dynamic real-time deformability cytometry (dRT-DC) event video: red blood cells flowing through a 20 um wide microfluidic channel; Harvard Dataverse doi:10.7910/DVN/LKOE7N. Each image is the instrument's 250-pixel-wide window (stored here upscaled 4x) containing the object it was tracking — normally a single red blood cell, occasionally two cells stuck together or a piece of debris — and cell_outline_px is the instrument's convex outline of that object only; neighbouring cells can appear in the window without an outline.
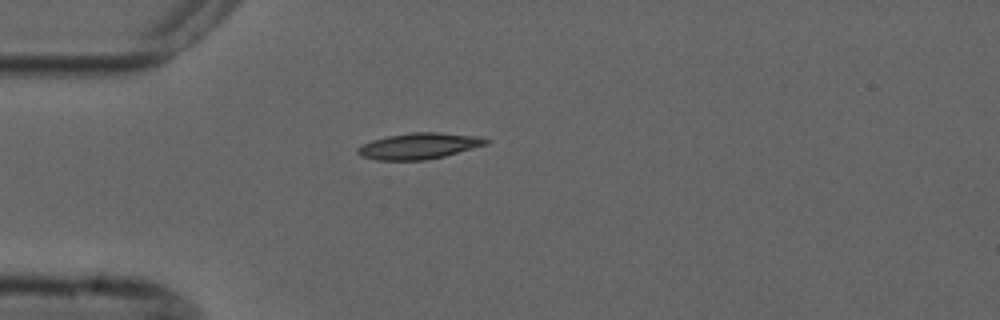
{"species": "common noctule bat (a hibernating species)", "species_latin": "Nyctalus noctula", "temperature_condition": "cold", "stored_images_in_passage": 2, "camera_frame_rate_fps": 3000, "um_per_image_px": 0.085, "animal": {"sex": "male", "forearm_length_mm": 52.5}, "frame": {"image": 1, "passage_image": 1, "time_ms": 0.0, "image_size_px": [1000, 320], "cell_outline_px": [[492, 140], [488, 144], [444, 156], [424, 160], [376, 160], [360, 156], [356, 152], [356, 148], [372, 140], [388, 136], [412, 132], [436, 132], [480, 136]], "centroid_in_image_um": [35.63, 12.4], "position_along_channel_um": 49.4, "area_um2": 19.54}}